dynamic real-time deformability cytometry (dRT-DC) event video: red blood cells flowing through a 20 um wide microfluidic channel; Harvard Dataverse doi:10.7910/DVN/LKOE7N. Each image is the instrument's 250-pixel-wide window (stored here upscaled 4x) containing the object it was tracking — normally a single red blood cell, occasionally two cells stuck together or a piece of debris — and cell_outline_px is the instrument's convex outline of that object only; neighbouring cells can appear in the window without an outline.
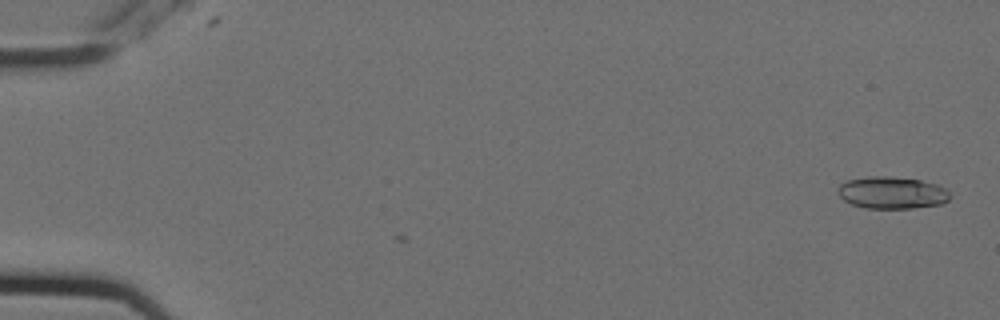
{"species": "Egyptian fruit bat (a non-hibernating species)", "species_latin": "Rousettus aegyptiacus", "temperature_condition": "cold", "stored_images_in_passage": 5, "camera_frame_rate_fps": 3000, "um_per_image_px": 0.085, "animal": {"sex": "female"}, "frame": {"image": 1, "passage_image": 1, "time_ms": 0.0, "image_size_px": [1000, 320], "cell_outline_px": [[948, 200], [940, 204], [912, 208], [864, 208], [852, 204], [844, 200], [840, 196], [840, 184], [848, 180], [868, 176], [892, 176], [920, 180], [936, 184], [944, 188], [948, 192]], "centroid_in_image_um": [75.81, 16.37], "position_along_channel_um": 9.2, "area_um2": 20.69}}
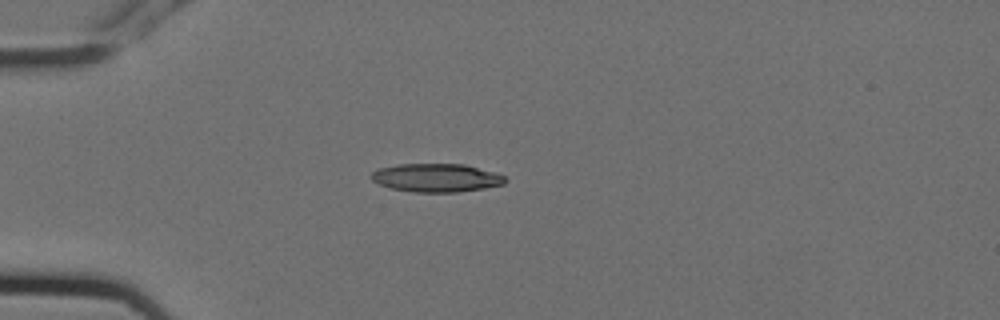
{"frame": {"image": 2, "passage_image": 5, "time_ms": 1.333, "image_size_px": [1000, 320], "cell_outline_px": [[508, 180], [504, 184], [484, 188], [456, 192], [412, 192], [392, 188], [380, 184], [372, 180], [372, 172], [376, 168], [400, 164], [464, 164], [496, 172], [504, 176]], "centroid_in_image_um": [37.11, 15.1], "position_along_channel_um": 47.9, "area_um2": 22.14}}